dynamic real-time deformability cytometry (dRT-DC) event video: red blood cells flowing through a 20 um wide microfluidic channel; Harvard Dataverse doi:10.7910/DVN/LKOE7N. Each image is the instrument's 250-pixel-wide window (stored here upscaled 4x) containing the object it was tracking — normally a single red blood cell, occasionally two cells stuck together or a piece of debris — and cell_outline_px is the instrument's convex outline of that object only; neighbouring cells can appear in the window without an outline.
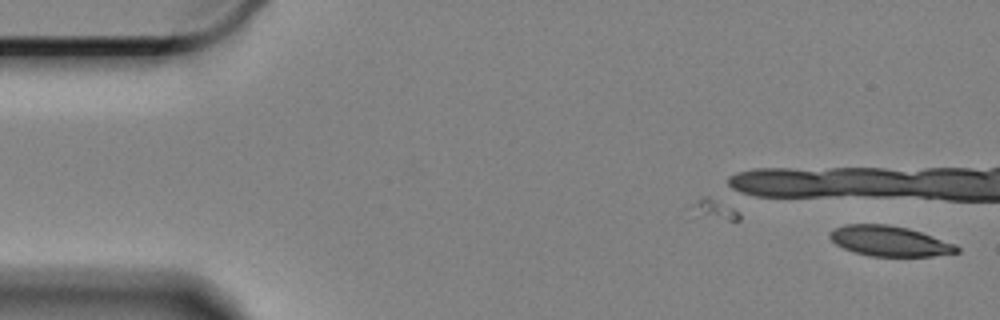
{"species": "Egyptian fruit bat (a non-hibernating species)", "species_latin": "Rousettus aegyptiacus", "temperature_condition": "cold", "stored_images_in_passage": 46, "camera_frame_rate_fps": 3000, "um_per_image_px": 0.085, "animal": {"sex": "female"}, "frame": {"image": 1, "passage_image": 1, "time_ms": 0.0, "image_size_px": [1000, 320], "cell_outline_px": [[960, 252], [932, 256], [872, 256], [856, 252], [844, 248], [836, 244], [828, 236], [836, 228], [848, 224], [884, 224], [908, 228], [956, 244], [960, 248]], "centroid_in_image_um": [75.65, 20.49], "position_along_channel_um": 9.3, "area_um2": 22.08}}